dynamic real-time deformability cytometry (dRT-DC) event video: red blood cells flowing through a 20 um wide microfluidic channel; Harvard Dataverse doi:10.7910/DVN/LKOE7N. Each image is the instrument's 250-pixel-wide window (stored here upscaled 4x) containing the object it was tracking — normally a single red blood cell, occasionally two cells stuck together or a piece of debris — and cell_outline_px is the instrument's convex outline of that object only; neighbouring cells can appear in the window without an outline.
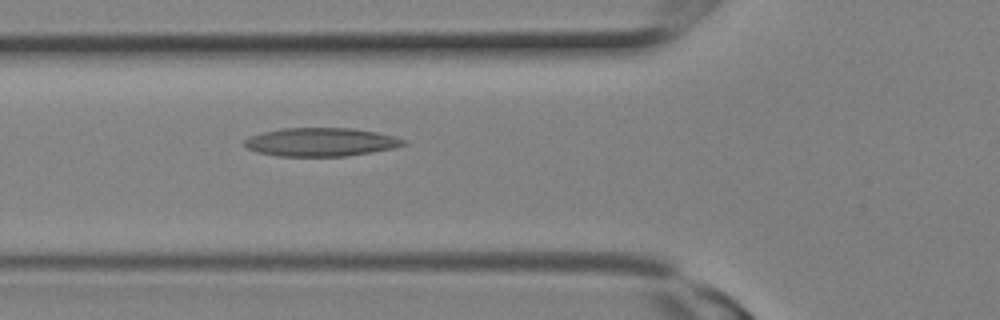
{"species": "Egyptian fruit bat (a non-hibernating species)", "species_latin": "Rousettus aegyptiacus", "temperature_condition": "room temperature", "stored_images_in_passage": 9, "camera_frame_rate_fps": 3000, "um_per_image_px": 0.085, "animal": {"sex": "female"}, "frame": {"image": 1, "passage_image": 9, "time_ms": 2.667, "image_size_px": [1000, 320], "cell_outline_px": [[408, 144], [396, 148], [348, 156], [276, 156], [256, 152], [248, 148], [244, 144], [244, 140], [248, 136], [264, 132], [284, 128], [352, 128], [376, 132], [396, 136], [404, 140]], "centroid_in_image_um": [27.3, 12.08], "position_along_channel_um": 98.5, "area_um2": 26.53}}